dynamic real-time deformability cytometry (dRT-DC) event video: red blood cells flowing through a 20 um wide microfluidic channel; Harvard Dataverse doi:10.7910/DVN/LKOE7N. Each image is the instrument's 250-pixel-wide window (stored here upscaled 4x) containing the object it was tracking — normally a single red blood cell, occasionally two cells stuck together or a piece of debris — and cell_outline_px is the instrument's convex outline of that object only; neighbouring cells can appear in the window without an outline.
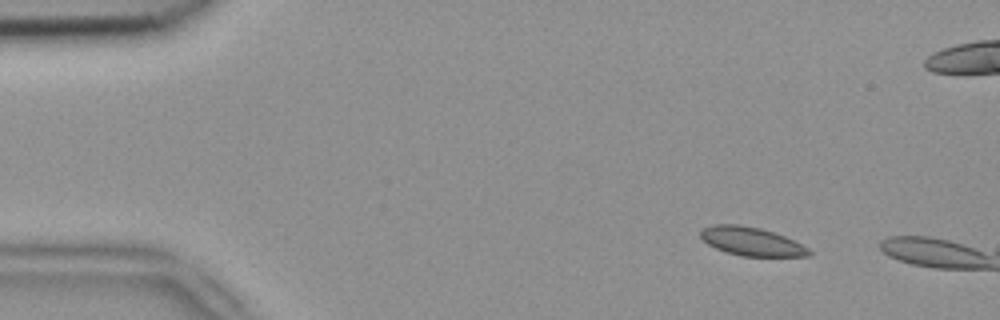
{"species": "common noctule bat (a hibernating species)", "species_latin": "Nyctalus noctula", "temperature_condition": "room temperature", "stored_images_in_passage": 4, "camera_frame_rate_fps": 3000, "um_per_image_px": 0.085, "animal": {"sex": "female", "body_mass_g": 18.4}, "frame": {"image": 1, "passage_image": 1, "time_ms": 0.0, "image_size_px": [1000, 320], "cell_outline_px": [[812, 256], [740, 256], [716, 248], [708, 244], [700, 236], [700, 232], [704, 228], [712, 224], [736, 224], [760, 228], [784, 236], [808, 248], [812, 252]], "centroid_in_image_um": [63.87, 20.52], "position_along_channel_um": 21.1, "area_um2": 17.8}}